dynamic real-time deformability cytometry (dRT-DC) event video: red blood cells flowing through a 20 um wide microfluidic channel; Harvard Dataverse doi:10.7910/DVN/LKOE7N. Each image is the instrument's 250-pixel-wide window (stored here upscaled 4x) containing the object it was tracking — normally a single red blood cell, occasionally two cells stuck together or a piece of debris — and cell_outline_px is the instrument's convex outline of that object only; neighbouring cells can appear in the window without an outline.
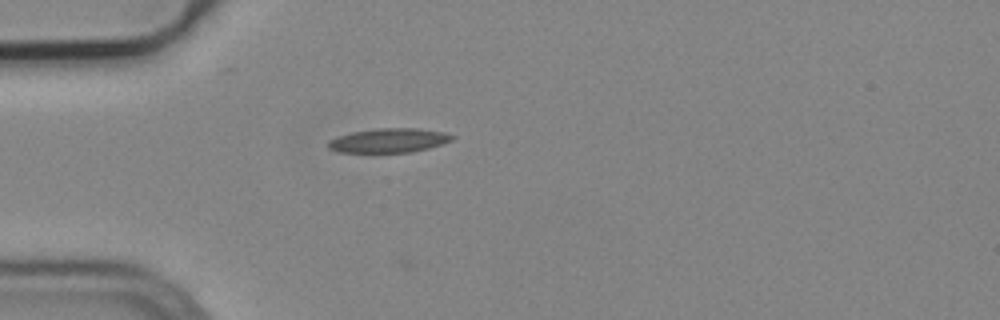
{"species": "common noctule bat (a hibernating species)", "species_latin": "Nyctalus noctula", "temperature_condition": "cold", "stored_images_in_passage": 36, "camera_frame_rate_fps": 3000, "um_per_image_px": 0.085, "animal": {"sex": "male", "body_mass_g": 19.2, "forearm_length_mm": 51.8}, "frame": {"image": 1, "passage_image": 3, "time_ms": 0.667, "image_size_px": [1000, 320], "cell_outline_px": [[456, 136], [452, 140], [444, 144], [412, 152], [336, 152], [328, 148], [328, 140], [336, 136], [352, 132], [376, 128], [420, 128], [444, 132]], "centroid_in_image_um": [33.06, 11.93], "position_along_channel_um": 51.9, "area_um2": 17.69}}
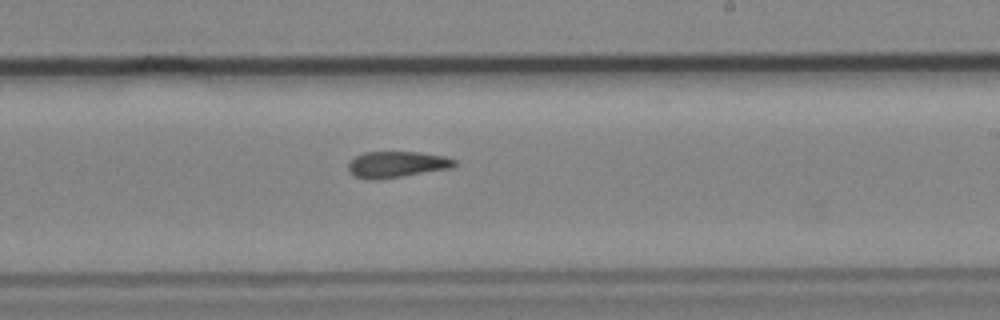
{"frame": {"image": 2, "passage_image": 20, "time_ms": 6.333, "image_size_px": [1000, 320], "cell_outline_px": [[456, 164], [452, 168], [376, 180], [368, 180], [352, 176], [348, 172], [348, 164], [356, 156], [364, 152], [420, 152], [444, 156], [456, 160]], "centroid_in_image_um": [33.69, 13.98], "position_along_channel_um": 255.3, "area_um2": 16.3}}
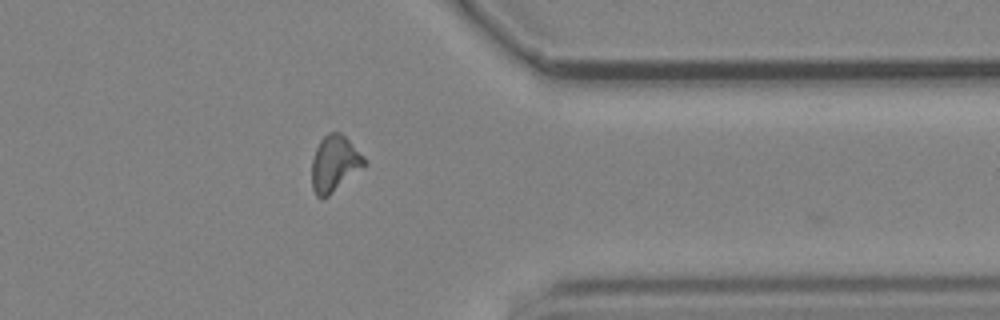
{"frame": {"image": 3, "passage_image": 31, "time_ms": 10.0, "image_size_px": [1000, 320], "cell_outline_px": [[368, 164], [328, 196], [316, 196], [312, 188], [312, 156], [320, 140], [328, 132], [340, 132], [364, 156]], "centroid_in_image_um": [28.44, 13.89], "position_along_channel_um": 383.0, "area_um2": 17.11}, "authors_computed_cell_mechanics": {"area_um2": 16.5886, "velocity_mm_per_s": 3.7715, "shape_relaxation_time_tau1_ms": null, "shape_relaxation_time_tau2_ms": 6.4505, "deformation_change_tau1": null, "deformation_change_tau2": 0.1449}}